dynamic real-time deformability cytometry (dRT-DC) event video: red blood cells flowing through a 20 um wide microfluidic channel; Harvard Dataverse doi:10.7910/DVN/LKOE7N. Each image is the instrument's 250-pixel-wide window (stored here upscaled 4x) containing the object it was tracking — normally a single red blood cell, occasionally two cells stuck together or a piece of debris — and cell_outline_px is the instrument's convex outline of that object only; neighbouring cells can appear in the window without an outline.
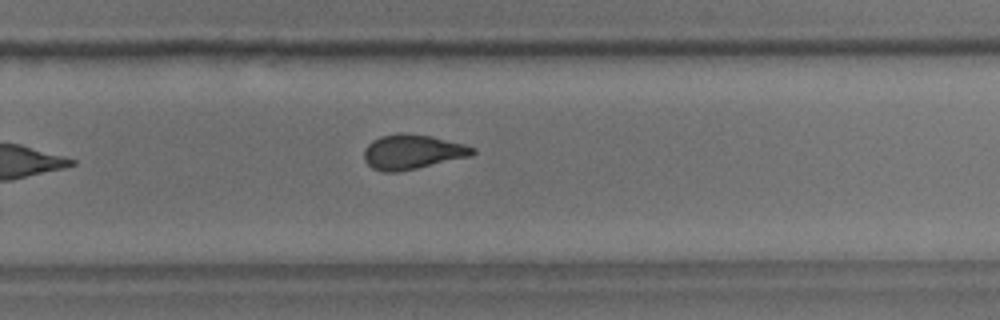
{"species": "common noctule bat (a hibernating species)", "species_latin": "Nyctalus noctula", "temperature_condition": "room temperature", "stored_images_in_passage": 11, "camera_frame_rate_fps": 3000, "um_per_image_px": 0.085, "animal": {"sex": "male", "body_mass_g": 18.8}, "frame": {"image": 1, "passage_image": 11, "time_ms": 11.333, "image_size_px": [1000, 320], "cell_outline_px": [[476, 152], [472, 156], [416, 168], [396, 172], [384, 172], [372, 168], [364, 160], [364, 148], [372, 140], [380, 136], [400, 132], [432, 136], [464, 144], [476, 148]], "centroid_in_image_um": [35.04, 12.9], "position_along_channel_um": 294.8, "area_um2": 22.02}}